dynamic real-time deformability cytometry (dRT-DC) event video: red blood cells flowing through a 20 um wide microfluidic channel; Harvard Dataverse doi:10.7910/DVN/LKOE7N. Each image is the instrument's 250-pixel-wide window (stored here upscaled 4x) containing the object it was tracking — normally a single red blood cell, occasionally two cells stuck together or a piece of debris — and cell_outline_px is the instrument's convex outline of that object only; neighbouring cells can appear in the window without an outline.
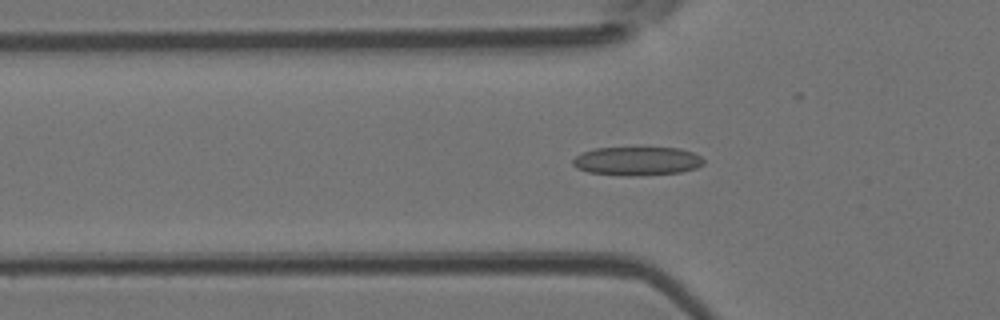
{"species": "Egyptian fruit bat (a non-hibernating species)", "species_latin": "Rousettus aegyptiacus", "temperature_condition": "room temperature", "stored_images_in_passage": 49, "camera_frame_rate_fps": 3000, "um_per_image_px": 0.085, "animal": {"sex": "female"}, "frame": {"image": 1, "passage_image": 16, "time_ms": 5.0, "image_size_px": [1000, 320], "cell_outline_px": [[704, 164], [696, 168], [680, 172], [640, 176], [628, 176], [588, 172], [576, 168], [572, 164], [572, 160], [576, 156], [584, 152], [596, 148], [680, 148], [692, 152], [700, 156], [704, 160]], "centroid_in_image_um": [54.16, 13.7], "position_along_channel_um": 71.6, "area_um2": 21.85}}
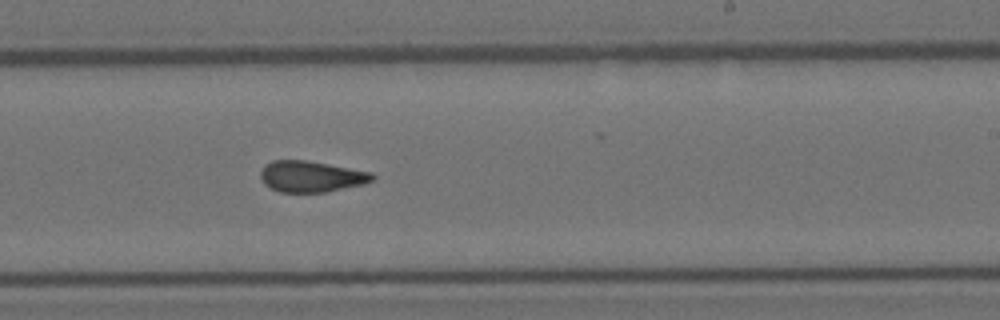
{"frame": {"image": 2, "passage_image": 30, "time_ms": 9.667, "image_size_px": [1000, 320], "cell_outline_px": [[376, 176], [372, 180], [364, 184], [328, 192], [280, 192], [264, 184], [260, 176], [260, 172], [264, 164], [272, 160], [304, 160], [372, 172]], "centroid_in_image_um": [26.44, 15.0], "position_along_channel_um": 262.6, "area_um2": 20.29}}
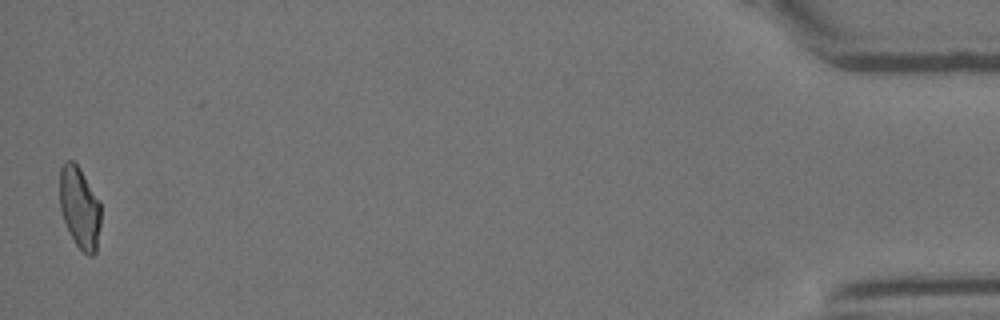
{"frame": {"image": 3, "passage_image": 49, "time_ms": 16.0, "image_size_px": [1000, 320], "cell_outline_px": [[100, 224], [96, 252], [92, 256], [88, 256], [76, 244], [64, 220], [60, 208], [60, 168], [64, 160], [72, 160], [80, 168], [100, 200]], "centroid_in_image_um": [6.78, 17.61], "position_along_channel_um": 428.4, "area_um2": 19.54}, "authors_computed_cell_mechanics": {"area_um2": 20.7502, "velocity_mm_per_s": 4.0735, "shape_relaxation_time_tau1_ms": null, "shape_relaxation_time_tau2_ms": 1.7776, "deformation_change_tau1": null, "deformation_change_tau2": 0.0867}}